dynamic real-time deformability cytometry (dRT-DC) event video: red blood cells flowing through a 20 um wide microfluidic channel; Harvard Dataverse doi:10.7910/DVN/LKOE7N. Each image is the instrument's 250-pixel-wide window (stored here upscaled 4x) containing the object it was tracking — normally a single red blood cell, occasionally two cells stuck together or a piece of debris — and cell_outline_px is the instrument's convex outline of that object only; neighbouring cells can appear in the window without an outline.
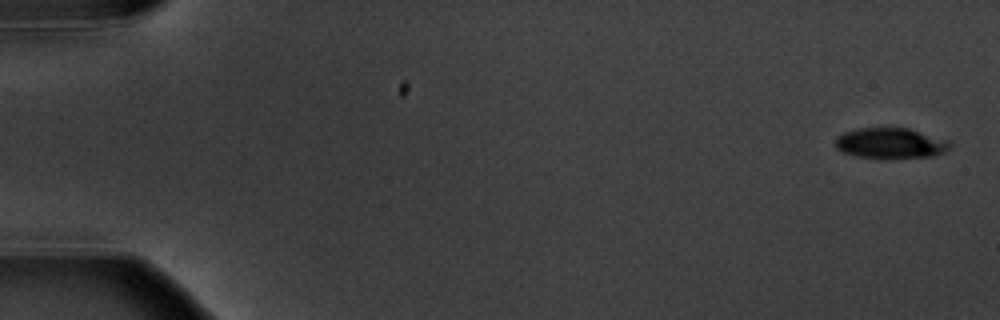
{"species": "common noctule bat (a hibernating species)", "species_latin": "Nyctalus noctula", "temperature_condition": "warm", "stored_images_in_passage": 6, "camera_frame_rate_fps": 3000, "um_per_image_px": 0.085, "animal": {"sex": "male", "body_mass_g": 20.1, "forearm_length_mm": 53.5}, "frame": {"image": 1, "passage_image": 1, "time_ms": 0.0, "image_size_px": [1000, 320], "cell_outline_px": [[952, 148], [944, 152], [932, 156], [856, 156], [844, 152], [836, 148], [836, 136], [844, 132], [860, 128], [908, 128], [948, 140], [952, 144]], "centroid_in_image_um": [75.71, 12.13], "position_along_channel_um": 9.3, "area_um2": 19.71}}
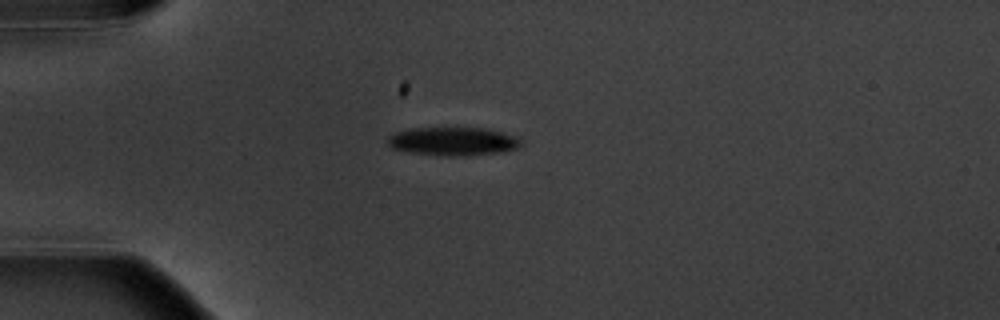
{"frame": {"image": 2, "passage_image": 5, "time_ms": 4.667, "image_size_px": [1000, 320], "cell_outline_px": [[524, 144], [516, 148], [500, 152], [452, 156], [448, 156], [412, 152], [392, 148], [388, 144], [388, 136], [392, 132], [408, 128], [488, 128], [524, 140]], "centroid_in_image_um": [38.48, 11.99], "position_along_channel_um": 46.5, "area_um2": 21.91}}